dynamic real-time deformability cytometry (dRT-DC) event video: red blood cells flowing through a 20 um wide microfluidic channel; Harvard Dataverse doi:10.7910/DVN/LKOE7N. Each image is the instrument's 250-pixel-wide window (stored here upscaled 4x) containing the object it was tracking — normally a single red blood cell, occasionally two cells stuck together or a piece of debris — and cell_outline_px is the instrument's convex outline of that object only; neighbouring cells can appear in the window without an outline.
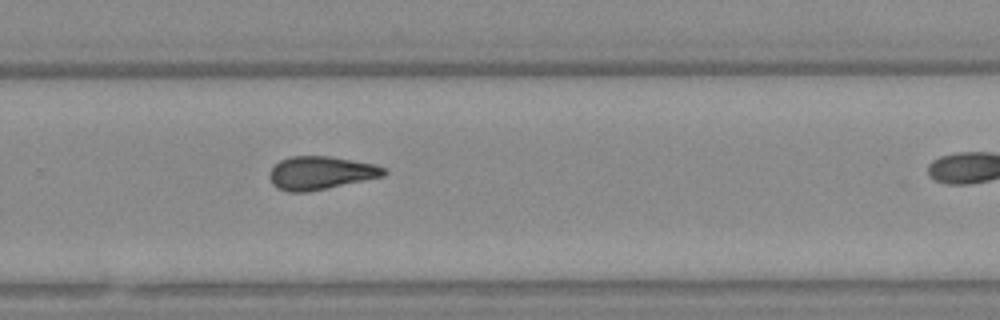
{"species": "Egyptian fruit bat (a non-hibernating species)", "species_latin": "Rousettus aegyptiacus", "temperature_condition": "warm", "stored_images_in_passage": 28, "camera_frame_rate_fps": 3000, "um_per_image_px": 0.085, "animal": {"sex": "female"}, "frame": {"image": 1, "passage_image": 20, "time_ms": 6.333, "image_size_px": [1000, 320], "cell_outline_px": [[388, 172], [384, 176], [328, 188], [308, 192], [288, 192], [276, 188], [272, 184], [272, 168], [280, 160], [292, 156], [332, 156], [376, 164], [384, 168]], "centroid_in_image_um": [27.3, 14.7], "position_along_channel_um": 302.5, "area_um2": 22.08}}